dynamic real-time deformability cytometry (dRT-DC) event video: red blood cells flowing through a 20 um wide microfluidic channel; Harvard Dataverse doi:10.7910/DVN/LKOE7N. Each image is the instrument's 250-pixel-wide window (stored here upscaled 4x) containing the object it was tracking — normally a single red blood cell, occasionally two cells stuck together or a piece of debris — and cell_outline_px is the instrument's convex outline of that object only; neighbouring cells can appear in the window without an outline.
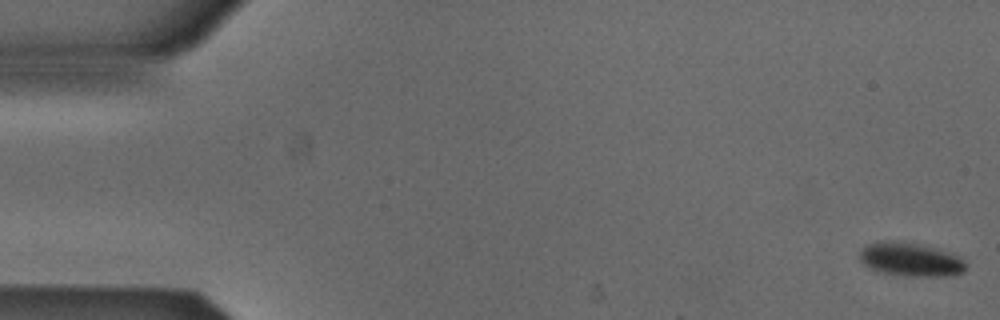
{"species": "Egyptian fruit bat (a non-hibernating species)", "species_latin": "Rousettus aegyptiacus", "temperature_condition": "cold", "stored_images_in_passage": 53, "camera_frame_rate_fps": 3000, "um_per_image_px": 0.085, "animal": {"sex": "male"}, "frame": {"image": 1, "passage_image": 1, "time_ms": 0.0, "image_size_px": [1000, 320], "cell_outline_px": [[964, 272], [952, 276], [908, 276], [880, 272], [868, 268], [860, 260], [860, 252], [868, 244], [888, 240], [916, 244], [932, 248], [960, 256], [964, 260]], "centroid_in_image_um": [77.39, 22.08], "position_along_channel_um": 7.6, "area_um2": 20.46}}
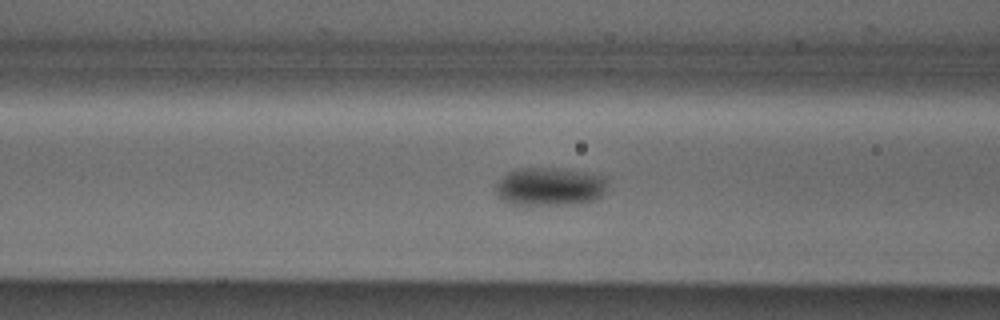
{"frame": {"image": 2, "passage_image": 21, "time_ms": 6.667, "image_size_px": [1000, 320], "cell_outline_px": [[608, 180], [604, 192], [596, 200], [572, 204], [512, 204], [500, 200], [496, 196], [496, 184], [508, 172], [516, 168], [556, 168], [604, 176]], "centroid_in_image_um": [46.71, 15.86], "position_along_channel_um": 119.9, "area_um2": 24.8}}
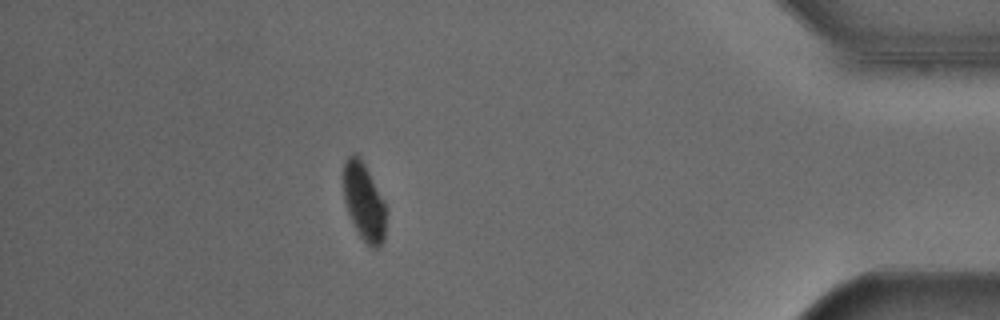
{"frame": {"image": 3, "passage_image": 47, "time_ms": 15.333, "image_size_px": [1000, 320], "cell_outline_px": [[384, 240], [376, 248], [372, 248], [360, 236], [348, 212], [344, 200], [344, 160], [348, 156], [356, 152], [364, 164], [384, 200]], "centroid_in_image_um": [30.91, 17.11], "position_along_channel_um": 404.3, "area_um2": 18.73}}